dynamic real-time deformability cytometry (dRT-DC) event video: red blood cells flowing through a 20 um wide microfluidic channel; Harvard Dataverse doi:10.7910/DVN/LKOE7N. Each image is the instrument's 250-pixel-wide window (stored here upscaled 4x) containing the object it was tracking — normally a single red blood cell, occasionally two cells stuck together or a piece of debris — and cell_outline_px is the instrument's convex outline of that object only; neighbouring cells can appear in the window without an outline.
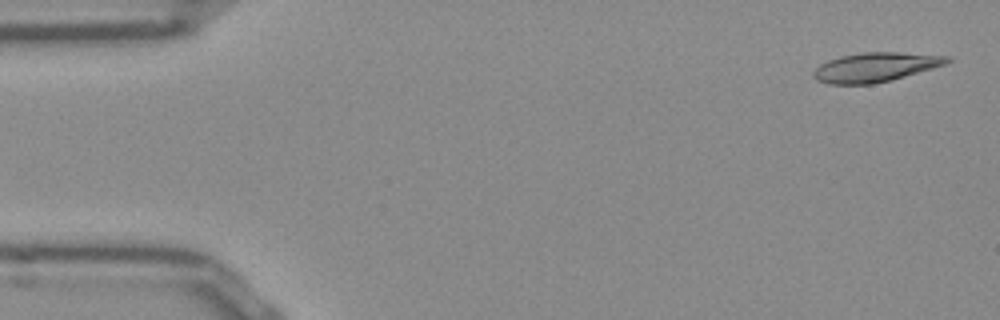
{"species": "Egyptian fruit bat (a non-hibernating species)", "species_latin": "Rousettus aegyptiacus", "temperature_condition": "room temperature", "stored_images_in_passage": 49, "camera_frame_rate_fps": 3000, "um_per_image_px": 0.085, "frame": {"image": 1, "passage_image": 2, "time_ms": 0.333, "image_size_px": [1000, 320], "cell_outline_px": [[952, 60], [944, 64], [932, 68], [904, 76], [872, 84], [828, 84], [816, 80], [812, 76], [812, 72], [820, 64], [828, 60], [840, 56], [860, 52], [900, 52], [952, 56]], "centroid_in_image_um": [74.37, 5.7], "position_along_channel_um": 10.6, "area_um2": 22.77}}
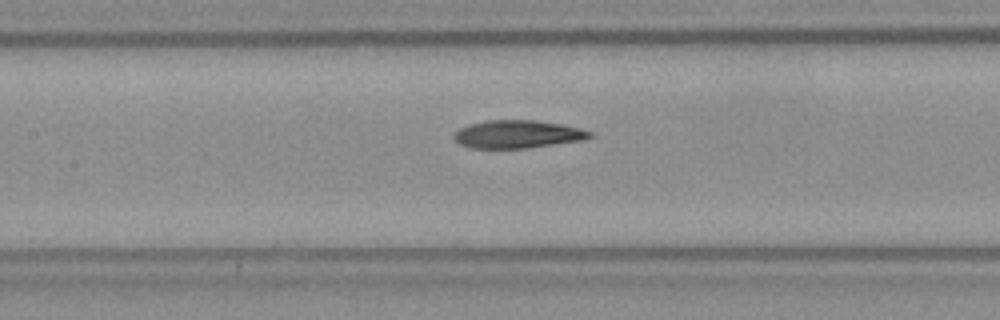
{"frame": {"image": 2, "passage_image": 23, "time_ms": 7.333, "image_size_px": [1000, 320], "cell_outline_px": [[592, 136], [584, 140], [528, 148], [468, 148], [460, 144], [452, 136], [460, 128], [468, 124], [484, 120], [536, 120], [564, 124], [580, 128], [592, 132]], "centroid_in_image_um": [44.0, 11.4], "position_along_channel_um": 163.4, "area_um2": 22.31}}
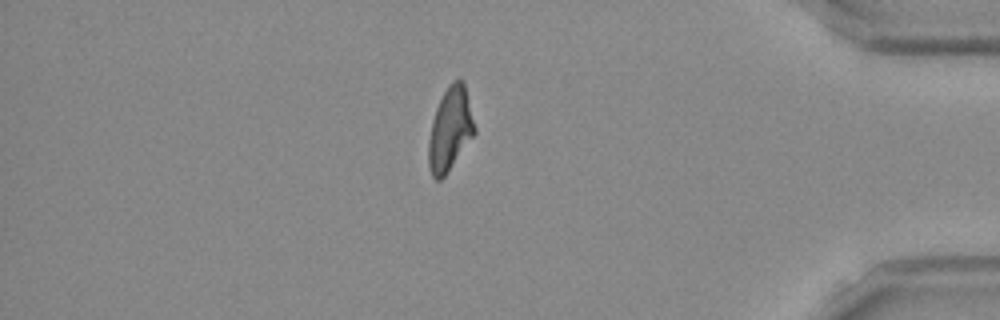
{"frame": {"image": 3, "passage_image": 44, "time_ms": 14.333, "image_size_px": [1000, 320], "cell_outline_px": [[476, 132], [444, 176], [440, 180], [436, 180], [432, 176], [428, 164], [428, 140], [432, 120], [436, 108], [448, 84], [452, 80], [460, 76], [464, 80], [476, 128]], "centroid_in_image_um": [38.26, 10.92], "position_along_channel_um": 396.9, "area_um2": 22.48}}